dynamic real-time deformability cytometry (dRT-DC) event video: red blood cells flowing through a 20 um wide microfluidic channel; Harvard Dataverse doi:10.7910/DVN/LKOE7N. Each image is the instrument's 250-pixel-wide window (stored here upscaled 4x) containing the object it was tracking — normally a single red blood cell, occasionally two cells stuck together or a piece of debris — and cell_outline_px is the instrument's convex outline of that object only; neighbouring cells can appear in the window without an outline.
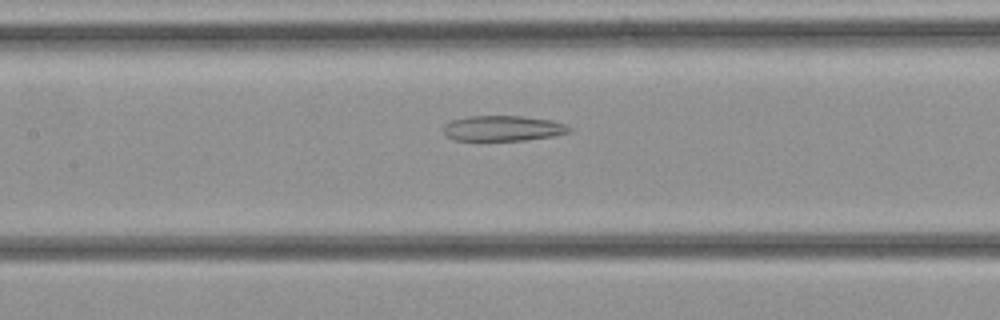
{"species": "common noctule bat (a hibernating species)", "species_latin": "Nyctalus noctula", "temperature_condition": "cold", "stored_images_in_passage": 29, "camera_frame_rate_fps": 3000, "um_per_image_px": 0.085, "animal": {"sex": "female", "body_mass_g": 21.9}, "frame": {"image": 1, "passage_image": 10, "time_ms": 3.0, "image_size_px": [1000, 320], "cell_outline_px": [[572, 132], [552, 136], [524, 140], [456, 140], [448, 136], [444, 132], [444, 124], [452, 120], [468, 116], [524, 116], [552, 120], [564, 124], [572, 128]], "centroid_in_image_um": [42.78, 10.9], "position_along_channel_um": 164.6, "area_um2": 18.55}}
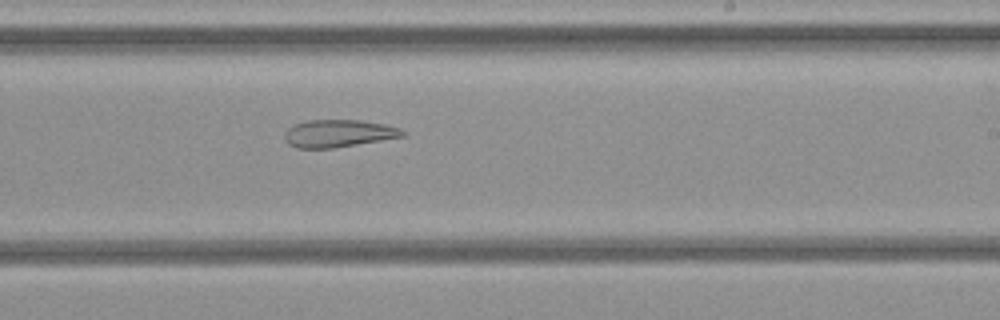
{"frame": {"image": 2, "passage_image": 15, "time_ms": 4.667, "image_size_px": [1000, 320], "cell_outline_px": [[404, 136], [332, 148], [296, 148], [288, 144], [284, 140], [284, 132], [292, 124], [308, 120], [360, 120], [384, 124], [400, 128], [404, 132]], "centroid_in_image_um": [28.69, 11.33], "position_along_channel_um": 260.3, "area_um2": 18.84}}
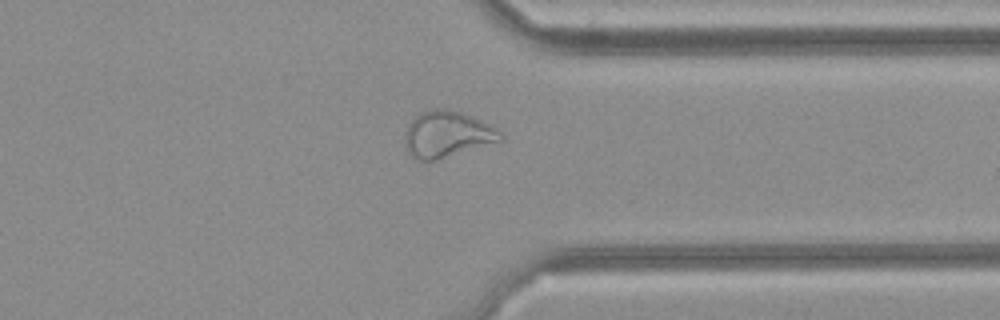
{"frame": {"image": 3, "passage_image": 21, "time_ms": 6.667, "image_size_px": [1000, 320], "cell_outline_px": [[504, 140], [436, 160], [420, 160], [412, 156], [408, 152], [404, 140], [408, 124], [420, 112], [432, 108], [444, 108], [460, 112], [472, 116], [488, 124], [500, 132], [504, 136]], "centroid_in_image_um": [38.0, 11.4], "position_along_channel_um": 373.4, "area_um2": 25.61}}